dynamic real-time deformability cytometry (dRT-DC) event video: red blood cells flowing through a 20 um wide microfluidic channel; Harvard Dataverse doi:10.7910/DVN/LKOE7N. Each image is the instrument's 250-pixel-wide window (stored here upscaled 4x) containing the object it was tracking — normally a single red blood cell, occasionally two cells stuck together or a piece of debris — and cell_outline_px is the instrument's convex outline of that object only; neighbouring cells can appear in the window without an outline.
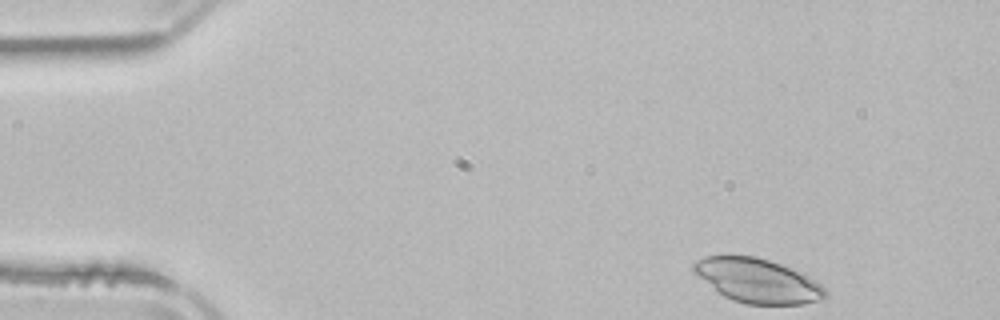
{"species": "common noctule bat (a hibernating species)", "species_latin": "Nyctalus noctula", "temperature_condition": "room temperature", "stored_images_in_passage": 47, "camera_frame_rate_fps": 3000, "um_per_image_px": 0.085, "animal": {"sex": "male", "body_mass_g": 21.5, "forearm_length_mm": 52.0}, "frame": {"image": 1, "passage_image": 1, "time_ms": 0.0, "image_size_px": [1000, 320], "cell_outline_px": [[828, 296], [804, 304], [748, 304], [732, 300], [724, 296], [692, 272], [692, 264], [696, 260], [704, 256], [756, 256], [804, 272], [820, 284], [828, 292]], "centroid_in_image_um": [64.39, 23.85], "position_along_channel_um": 20.6, "area_um2": 33.81}}